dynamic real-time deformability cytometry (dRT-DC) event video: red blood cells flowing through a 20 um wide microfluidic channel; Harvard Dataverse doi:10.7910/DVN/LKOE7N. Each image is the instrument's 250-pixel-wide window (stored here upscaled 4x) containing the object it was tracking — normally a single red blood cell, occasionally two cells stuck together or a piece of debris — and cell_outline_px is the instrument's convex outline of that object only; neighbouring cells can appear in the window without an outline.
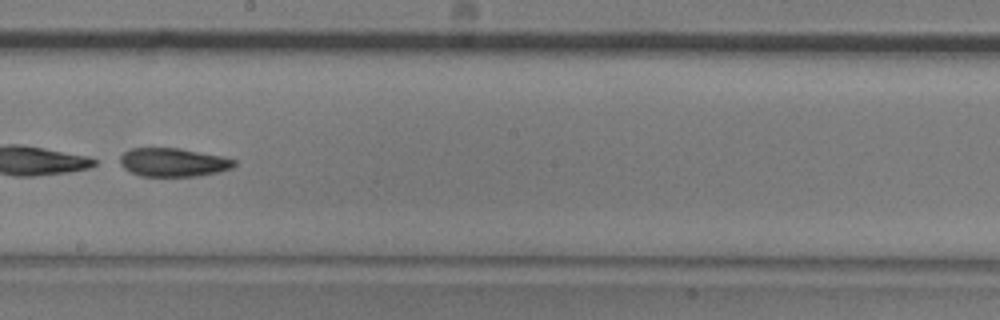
{"species": "common noctule bat (a hibernating species)", "species_latin": "Nyctalus noctula", "temperature_condition": "room temperature", "stored_images_in_passage": 51, "camera_frame_rate_fps": 3000, "um_per_image_px": 0.085, "animal": {"sex": "male", "body_mass_g": 20.5, "forearm_length_mm": 52.5}, "frame": {"image": 1, "passage_image": 29, "time_ms": 9.333, "image_size_px": [1000, 320], "cell_outline_px": [[236, 164], [232, 168], [220, 172], [200, 176], [140, 176], [128, 172], [120, 164], [120, 156], [124, 152], [132, 148], [180, 148], [220, 156], [236, 160]], "centroid_in_image_um": [14.71, 13.81], "position_along_channel_um": 233.5, "area_um2": 19.13}}